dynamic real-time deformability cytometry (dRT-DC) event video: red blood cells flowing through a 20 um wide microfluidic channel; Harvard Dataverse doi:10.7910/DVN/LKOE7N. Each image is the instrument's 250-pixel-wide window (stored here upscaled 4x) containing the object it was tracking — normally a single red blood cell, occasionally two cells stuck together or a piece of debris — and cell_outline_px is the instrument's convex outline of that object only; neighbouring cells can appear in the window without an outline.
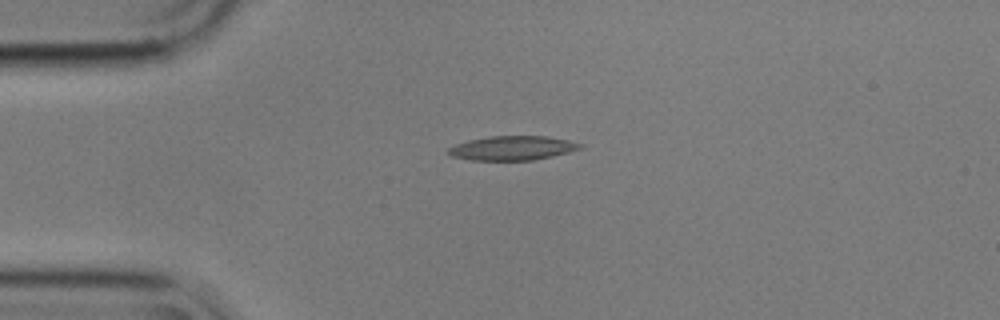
{"species": "common noctule bat (a hibernating species)", "species_latin": "Nyctalus noctula", "temperature_condition": "cold", "stored_images_in_passage": 10, "camera_frame_rate_fps": 3000, "um_per_image_px": 0.085, "animal": {"sex": "male", "body_mass_g": 17.9}, "frame": {"image": 1, "passage_image": 4, "time_ms": 1.0, "image_size_px": [1000, 320], "cell_outline_px": [[584, 148], [552, 156], [532, 160], [472, 160], [452, 156], [444, 152], [448, 148], [456, 144], [468, 140], [488, 136], [548, 136], [568, 140], [584, 144]], "centroid_in_image_um": [43.55, 12.58], "position_along_channel_um": 41.4, "area_um2": 18.73}}
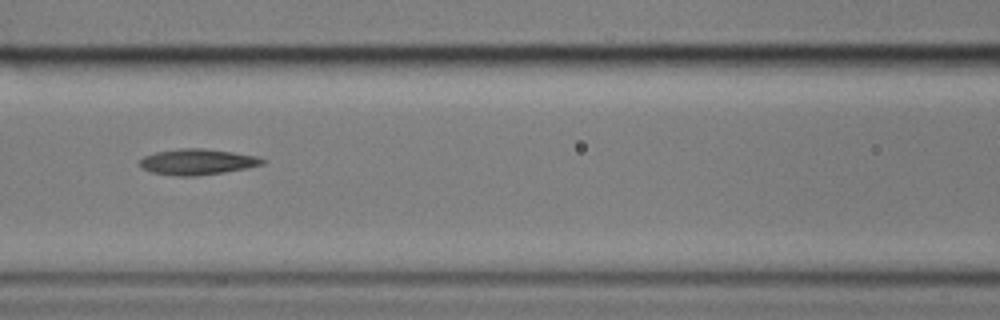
{"frame": {"image": 2, "passage_image": 7, "time_ms": 2.0, "image_size_px": [1000, 320], "cell_outline_px": [[268, 160], [264, 164], [248, 168], [224, 172], [196, 176], [176, 176], [152, 172], [144, 168], [140, 164], [140, 160], [144, 156], [156, 152], [180, 148], [204, 148], [232, 152], [256, 156]], "centroid_in_image_um": [16.82, 13.75], "position_along_channel_um": 149.8, "area_um2": 18.44}}
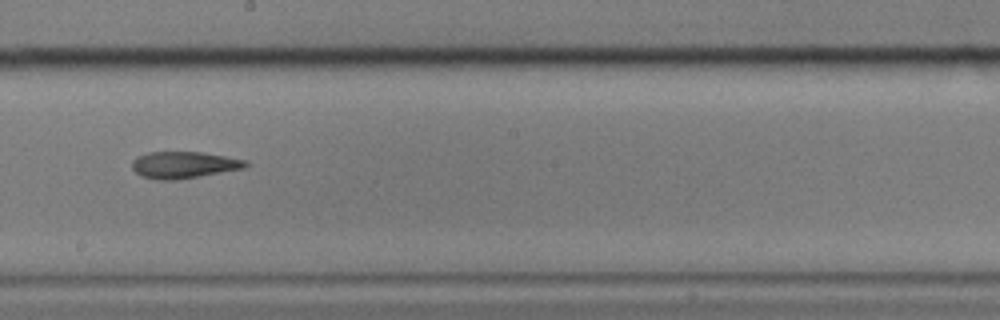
{"frame": {"image": 3, "passage_image": 9, "time_ms": 2.667, "image_size_px": [1000, 320], "cell_outline_px": [[248, 164], [244, 168], [200, 176], [176, 180], [156, 180], [140, 176], [132, 168], [132, 160], [136, 156], [148, 152], [200, 152], [248, 160]], "centroid_in_image_um": [15.58, 14.02], "position_along_channel_um": 232.6, "area_um2": 17.74}}